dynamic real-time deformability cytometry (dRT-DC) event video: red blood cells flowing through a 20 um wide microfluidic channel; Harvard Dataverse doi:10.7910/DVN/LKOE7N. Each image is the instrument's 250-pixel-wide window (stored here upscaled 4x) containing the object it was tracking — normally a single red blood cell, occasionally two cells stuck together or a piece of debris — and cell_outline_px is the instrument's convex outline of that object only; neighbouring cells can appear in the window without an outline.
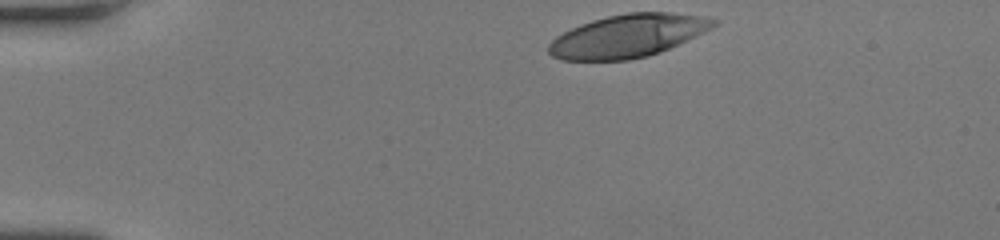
{"species": "human", "species_latin": "Homo sapiens", "temperature_condition": "room temperature", "stored_images_in_passage": 34, "camera_frame_rate_fps": 3000, "um_per_image_px": 0.085, "donor": {"sex": "female"}, "frame": {"image": 1, "passage_image": 1, "time_ms": 0.0, "image_size_px": [1000, 240], "cell_outline_px": [[720, 20], [712, 28], [704, 32], [660, 52], [648, 56], [628, 60], [560, 60], [552, 56], [548, 52], [548, 44], [556, 36], [580, 24], [592, 20], [608, 16], [628, 12], [668, 12], [700, 16]], "centroid_in_image_um": [53.34, 3.05], "position_along_channel_um": 31.7, "area_um2": 41.1}}
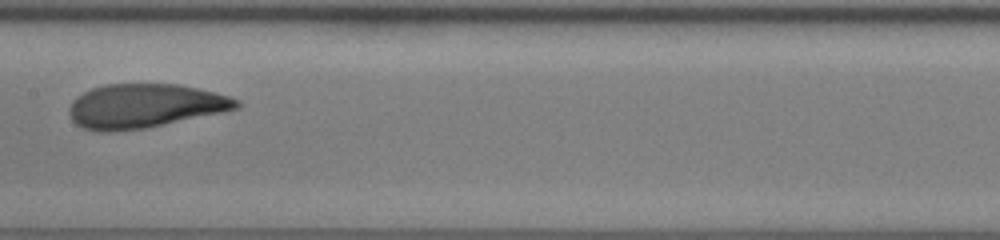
{"frame": {"image": 2, "passage_image": 18, "time_ms": 5.667, "image_size_px": [1000, 240], "cell_outline_px": [[240, 108], [144, 128], [112, 132], [96, 132], [84, 128], [76, 124], [72, 120], [68, 112], [68, 108], [72, 100], [76, 96], [92, 88], [104, 84], [176, 84], [196, 88], [228, 96], [240, 100]], "centroid_in_image_um": [12.23, 9.01], "position_along_channel_um": 195.2, "area_um2": 42.77}}
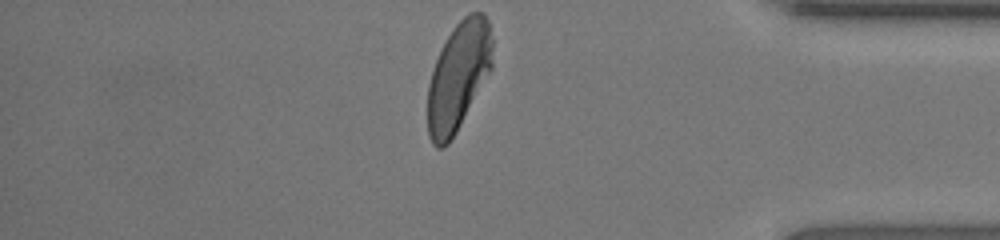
{"frame": {"image": 3, "passage_image": 34, "time_ms": 11.0, "image_size_px": [1000, 240], "cell_outline_px": [[492, 68], [456, 132], [448, 144], [444, 148], [436, 148], [432, 144], [428, 136], [428, 84], [432, 68], [448, 36], [456, 24], [464, 16], [472, 12], [484, 12], [488, 20], [492, 40]], "centroid_in_image_um": [38.96, 6.5], "position_along_channel_um": 396.2, "area_um2": 40.75}, "authors_computed_cell_mechanics": {"area_um2": 43.0032, "velocity_mm_per_s": 4.2163, "shape_relaxation_time_tau1_ms": 3.7552, "shape_relaxation_time_tau2_ms": 0.9875, "deformation_change_tau1": 0.1812, "deformation_change_tau2": 0.0814}}